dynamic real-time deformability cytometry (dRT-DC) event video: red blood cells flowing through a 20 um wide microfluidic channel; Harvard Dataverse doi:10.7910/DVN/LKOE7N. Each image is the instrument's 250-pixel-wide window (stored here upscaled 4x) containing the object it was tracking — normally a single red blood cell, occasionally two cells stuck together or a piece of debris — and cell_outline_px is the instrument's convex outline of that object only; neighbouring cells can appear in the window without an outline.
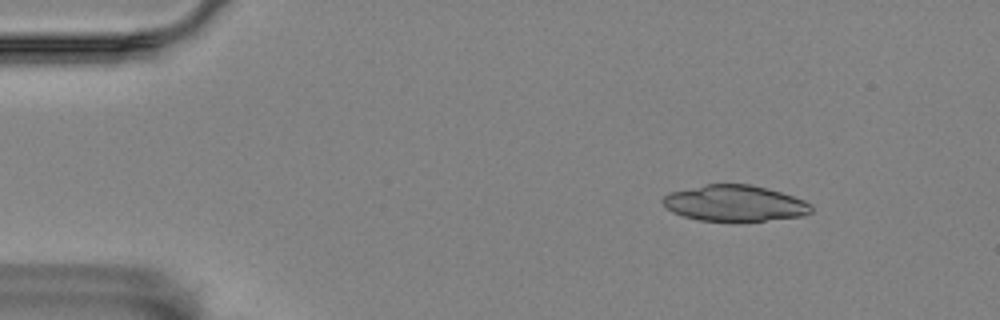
{"species": "Egyptian fruit bat (a non-hibernating species)", "species_latin": "Rousettus aegyptiacus", "temperature_condition": "room temperature", "stored_images_in_passage": 4, "camera_frame_rate_fps": 3000, "um_per_image_px": 0.085, "animal": {"sex": "female"}, "frame": {"image": 1, "passage_image": 1, "time_ms": 0.0, "image_size_px": [1000, 320], "cell_outline_px": [[812, 212], [804, 216], [764, 220], [700, 220], [684, 216], [672, 212], [660, 200], [668, 192], [704, 184], [748, 184], [768, 188], [804, 200], [812, 204]], "centroid_in_image_um": [62.44, 17.26], "position_along_channel_um": 22.6, "area_um2": 30.98}}